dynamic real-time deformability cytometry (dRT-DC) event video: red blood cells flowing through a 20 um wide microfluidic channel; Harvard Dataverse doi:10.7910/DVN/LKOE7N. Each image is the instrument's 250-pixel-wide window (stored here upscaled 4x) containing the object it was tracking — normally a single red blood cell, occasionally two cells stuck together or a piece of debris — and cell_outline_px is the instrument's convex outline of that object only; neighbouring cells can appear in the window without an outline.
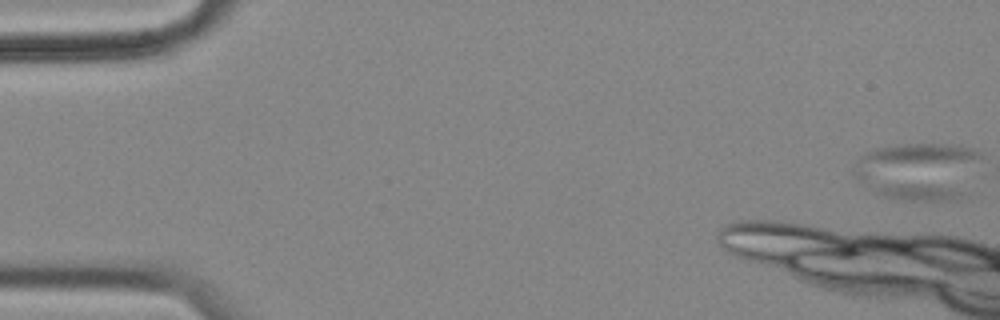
{"species": "common noctule bat (a hibernating species)", "species_latin": "Nyctalus noctula", "temperature_condition": "cold", "stored_images_in_passage": 6, "camera_frame_rate_fps": 3000, "um_per_image_px": 0.085, "animal": {"sex": "female", "body_mass_g": 18.4}, "frame": {"image": 1, "passage_image": 1, "time_ms": 0.0, "image_size_px": [1000, 320], "cell_outline_px": [[980, 156], [960, 200], [892, 200], [876, 192], [856, 180], [852, 176], [852, 172], [856, 160], [860, 156], [876, 148], [908, 144], [936, 144], [968, 148], [976, 152]], "centroid_in_image_um": [77.95, 14.57], "position_along_channel_um": 7.1, "area_um2": 41.96}}